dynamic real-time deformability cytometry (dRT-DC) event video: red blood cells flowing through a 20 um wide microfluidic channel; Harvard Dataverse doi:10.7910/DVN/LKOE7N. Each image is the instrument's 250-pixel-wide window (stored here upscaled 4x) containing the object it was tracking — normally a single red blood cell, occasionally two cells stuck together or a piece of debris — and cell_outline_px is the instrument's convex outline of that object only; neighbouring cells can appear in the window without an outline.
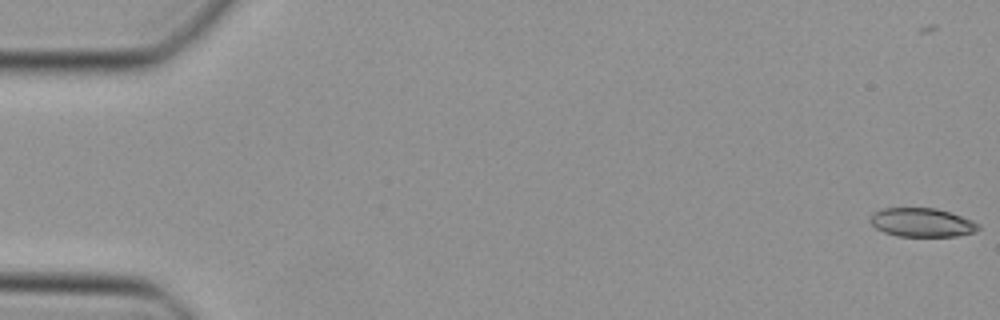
{"species": "Egyptian fruit bat (a non-hibernating species)", "species_latin": "Rousettus aegyptiacus", "temperature_condition": "cold", "stored_images_in_passage": 39, "camera_frame_rate_fps": 3000, "um_per_image_px": 0.085, "animal": {"sex": "female"}, "frame": {"image": 1, "passage_image": 2, "time_ms": 0.333, "image_size_px": [1000, 320], "cell_outline_px": [[980, 228], [976, 232], [956, 236], [896, 236], [884, 232], [876, 228], [868, 220], [876, 212], [884, 208], [936, 208], [972, 220], [980, 224]], "centroid_in_image_um": [78.38, 18.92], "position_along_channel_um": 6.6, "area_um2": 18.03}}
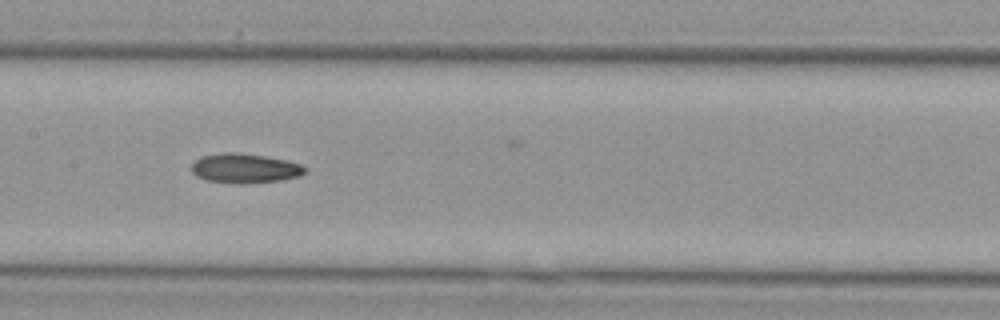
{"frame": {"image": 2, "passage_image": 25, "time_ms": 8.0, "image_size_px": [1000, 320], "cell_outline_px": [[308, 172], [300, 176], [280, 180], [244, 184], [236, 184], [204, 180], [196, 176], [192, 172], [192, 164], [200, 156], [224, 152], [236, 152], [264, 156], [288, 160], [300, 164], [308, 168]], "centroid_in_image_um": [20.82, 14.31], "position_along_channel_um": 186.6, "area_um2": 19.83}}
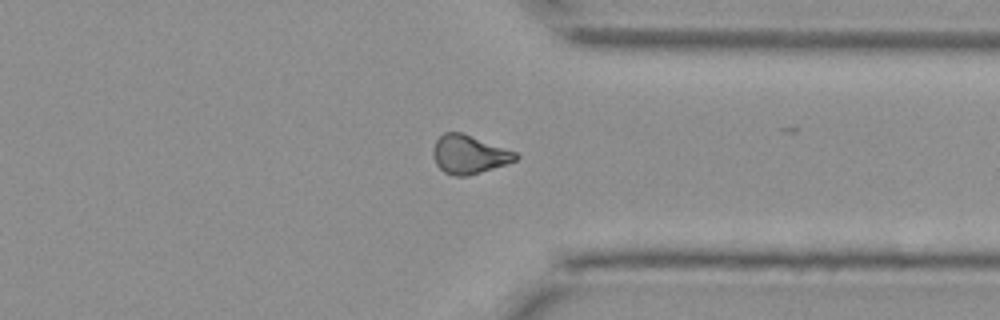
{"frame": {"image": 3, "passage_image": 38, "time_ms": 12.333, "image_size_px": [1000, 320], "cell_outline_px": [[520, 156], [516, 160], [468, 176], [456, 176], [444, 172], [436, 164], [432, 156], [432, 148], [436, 140], [444, 132], [460, 132], [516, 152]], "centroid_in_image_um": [39.82, 13.13], "position_along_channel_um": 371.6, "area_um2": 18.32}}